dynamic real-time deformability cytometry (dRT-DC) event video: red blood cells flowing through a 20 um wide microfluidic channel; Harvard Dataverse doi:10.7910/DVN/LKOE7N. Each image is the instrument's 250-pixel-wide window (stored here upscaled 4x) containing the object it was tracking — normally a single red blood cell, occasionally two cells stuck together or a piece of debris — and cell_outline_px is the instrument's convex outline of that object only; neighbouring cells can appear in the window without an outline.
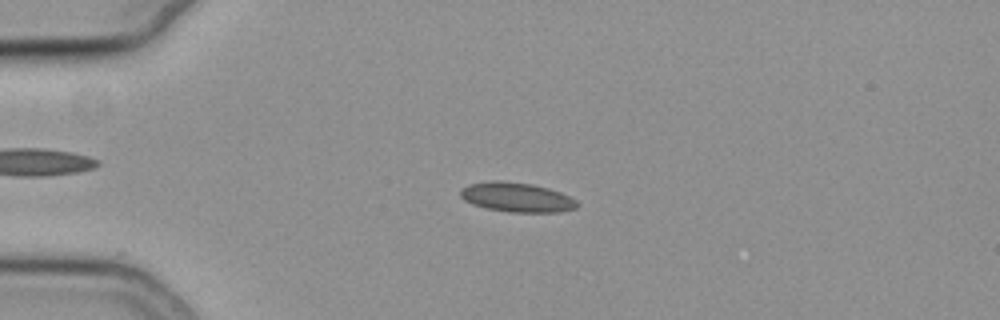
{"species": "common noctule bat (a hibernating species)", "species_latin": "Nyctalus noctula", "temperature_condition": "cold", "stored_images_in_passage": 55, "camera_frame_rate_fps": 3000, "um_per_image_px": 0.085, "animal": {"sex": "female", "body_mass_g": 19.3, "forearm_length_mm": 54.1}, "frame": {"image": 1, "passage_image": 14, "time_ms": 4.333, "image_size_px": [1000, 320], "cell_outline_px": [[580, 204], [576, 208], [560, 212], [508, 212], [484, 208], [472, 204], [464, 200], [460, 196], [460, 188], [468, 184], [492, 180], [500, 180], [532, 184], [548, 188], [560, 192], [576, 200]], "centroid_in_image_um": [43.89, 16.76], "position_along_channel_um": 41.1, "area_um2": 20.29}}
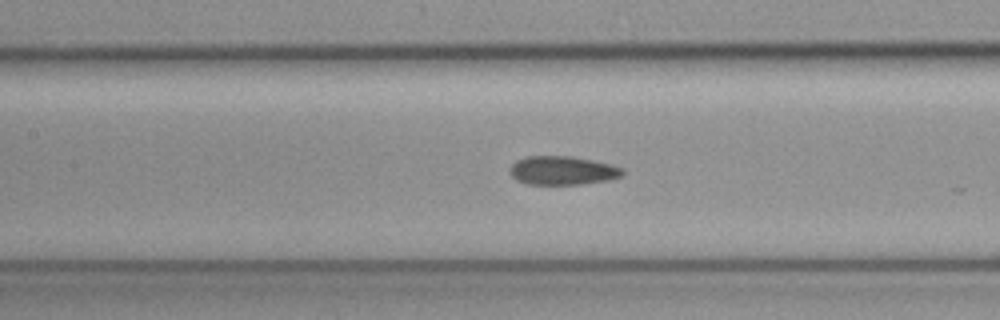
{"frame": {"image": 2, "passage_image": 26, "time_ms": 8.333, "image_size_px": [1000, 320], "cell_outline_px": [[624, 172], [620, 176], [608, 180], [584, 184], [528, 184], [516, 180], [508, 172], [508, 168], [516, 160], [524, 156], [572, 156], [592, 160], [624, 168]], "centroid_in_image_um": [47.76, 14.49], "position_along_channel_um": 159.6, "area_um2": 18.96}}
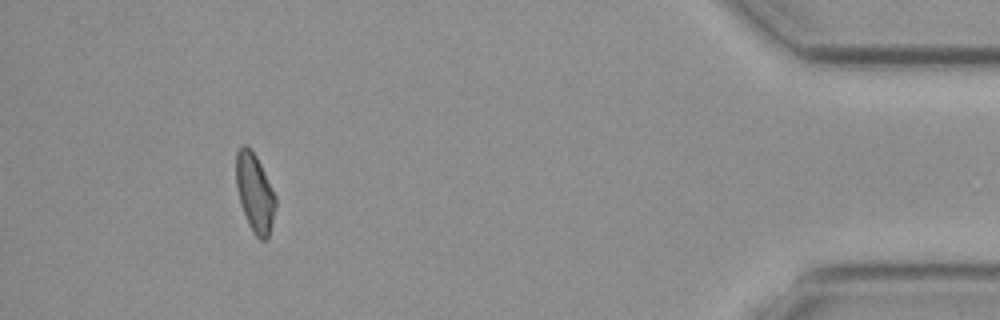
{"frame": {"image": 3, "passage_image": 51, "time_ms": 16.667, "image_size_px": [1000, 320], "cell_outline_px": [[276, 208], [268, 236], [264, 240], [260, 240], [252, 232], [240, 204], [236, 188], [236, 152], [240, 144], [244, 144], [256, 156], [276, 196]], "centroid_in_image_um": [21.64, 16.39], "position_along_channel_um": 413.6, "area_um2": 17.98}, "authors_computed_cell_mechanics": {"area_um2": 18.9584, "velocity_mm_per_s": 3.7965, "shape_relaxation_time_tau1_ms": null, "shape_relaxation_time_tau2_ms": 8.3213, "deformation_change_tau1": null, "deformation_change_tau2": 0.1406}}